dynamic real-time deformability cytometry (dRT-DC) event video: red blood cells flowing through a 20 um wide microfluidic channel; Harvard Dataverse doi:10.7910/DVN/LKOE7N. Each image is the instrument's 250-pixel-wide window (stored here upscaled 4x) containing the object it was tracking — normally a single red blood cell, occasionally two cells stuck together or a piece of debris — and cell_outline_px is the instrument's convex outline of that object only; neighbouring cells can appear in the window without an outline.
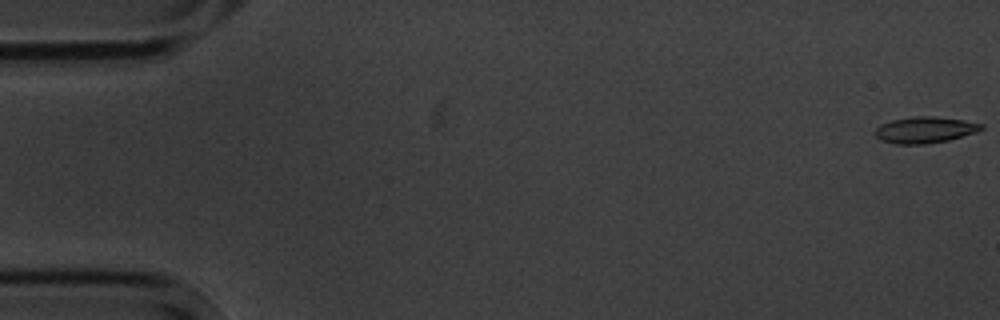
{"species": "common noctule bat (a hibernating species)", "species_latin": "Nyctalus noctula", "temperature_condition": "cold", "stored_images_in_passage": 5, "camera_frame_rate_fps": 3000, "um_per_image_px": 0.085, "animal": {"sex": "male", "body_mass_g": 20.1, "forearm_length_mm": 53.5}, "frame": {"image": 1, "passage_image": 1, "time_ms": 0.0, "image_size_px": [1000, 320], "cell_outline_px": [[984, 128], [976, 132], [948, 140], [928, 144], [896, 144], [880, 140], [876, 136], [876, 128], [880, 124], [892, 120], [916, 116], [932, 116], [964, 120], [984, 124]], "centroid_in_image_um": [78.62, 11.04], "position_along_channel_um": 6.4, "area_um2": 16.24}}
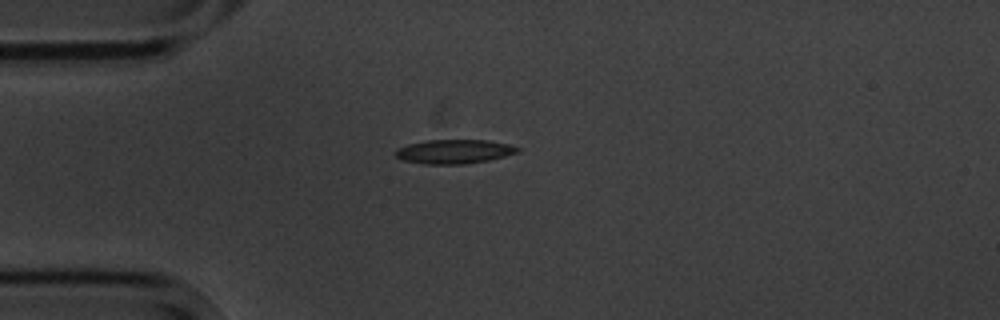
{"frame": {"image": 2, "passage_image": 5, "time_ms": 4.667, "image_size_px": [1000, 320], "cell_outline_px": [[520, 152], [488, 160], [464, 164], [424, 164], [404, 160], [396, 156], [396, 148], [408, 144], [428, 140], [488, 140], [508, 144], [520, 148]], "centroid_in_image_um": [38.61, 12.88], "position_along_channel_um": 46.4, "area_um2": 17.05}}